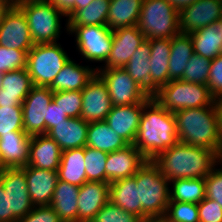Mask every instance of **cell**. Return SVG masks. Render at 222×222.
<instances>
[{
  "label": "cell",
  "mask_w": 222,
  "mask_h": 222,
  "mask_svg": "<svg viewBox=\"0 0 222 222\" xmlns=\"http://www.w3.org/2000/svg\"><path fill=\"white\" fill-rule=\"evenodd\" d=\"M151 161L169 181L205 178L220 163V154L212 149L178 141Z\"/></svg>",
  "instance_id": "obj_1"
},
{
  "label": "cell",
  "mask_w": 222,
  "mask_h": 222,
  "mask_svg": "<svg viewBox=\"0 0 222 222\" xmlns=\"http://www.w3.org/2000/svg\"><path fill=\"white\" fill-rule=\"evenodd\" d=\"M178 141L174 114L150 97L144 102L133 145L147 160H153Z\"/></svg>",
  "instance_id": "obj_2"
},
{
  "label": "cell",
  "mask_w": 222,
  "mask_h": 222,
  "mask_svg": "<svg viewBox=\"0 0 222 222\" xmlns=\"http://www.w3.org/2000/svg\"><path fill=\"white\" fill-rule=\"evenodd\" d=\"M174 114L179 142L222 153L216 102L210 106L178 110Z\"/></svg>",
  "instance_id": "obj_3"
},
{
  "label": "cell",
  "mask_w": 222,
  "mask_h": 222,
  "mask_svg": "<svg viewBox=\"0 0 222 222\" xmlns=\"http://www.w3.org/2000/svg\"><path fill=\"white\" fill-rule=\"evenodd\" d=\"M134 177L142 206V221L162 220L170 202V181L151 160H147Z\"/></svg>",
  "instance_id": "obj_4"
},
{
  "label": "cell",
  "mask_w": 222,
  "mask_h": 222,
  "mask_svg": "<svg viewBox=\"0 0 222 222\" xmlns=\"http://www.w3.org/2000/svg\"><path fill=\"white\" fill-rule=\"evenodd\" d=\"M152 98L171 113L187 108L210 106L216 100L207 85L181 79L170 80L161 86Z\"/></svg>",
  "instance_id": "obj_5"
},
{
  "label": "cell",
  "mask_w": 222,
  "mask_h": 222,
  "mask_svg": "<svg viewBox=\"0 0 222 222\" xmlns=\"http://www.w3.org/2000/svg\"><path fill=\"white\" fill-rule=\"evenodd\" d=\"M179 10L168 0H144L137 23L145 39H172L180 33Z\"/></svg>",
  "instance_id": "obj_6"
},
{
  "label": "cell",
  "mask_w": 222,
  "mask_h": 222,
  "mask_svg": "<svg viewBox=\"0 0 222 222\" xmlns=\"http://www.w3.org/2000/svg\"><path fill=\"white\" fill-rule=\"evenodd\" d=\"M70 59L59 42L34 44L27 53V71L34 86L49 87Z\"/></svg>",
  "instance_id": "obj_7"
},
{
  "label": "cell",
  "mask_w": 222,
  "mask_h": 222,
  "mask_svg": "<svg viewBox=\"0 0 222 222\" xmlns=\"http://www.w3.org/2000/svg\"><path fill=\"white\" fill-rule=\"evenodd\" d=\"M28 21L34 44L57 43L61 31V18L66 17L48 2L18 5ZM63 16V17H62Z\"/></svg>",
  "instance_id": "obj_8"
},
{
  "label": "cell",
  "mask_w": 222,
  "mask_h": 222,
  "mask_svg": "<svg viewBox=\"0 0 222 222\" xmlns=\"http://www.w3.org/2000/svg\"><path fill=\"white\" fill-rule=\"evenodd\" d=\"M67 30L76 37V49L85 62H106L113 43V31L107 25L67 26Z\"/></svg>",
  "instance_id": "obj_9"
},
{
  "label": "cell",
  "mask_w": 222,
  "mask_h": 222,
  "mask_svg": "<svg viewBox=\"0 0 222 222\" xmlns=\"http://www.w3.org/2000/svg\"><path fill=\"white\" fill-rule=\"evenodd\" d=\"M97 74L108 87L113 106L144 103L151 96L123 68H98Z\"/></svg>",
  "instance_id": "obj_10"
},
{
  "label": "cell",
  "mask_w": 222,
  "mask_h": 222,
  "mask_svg": "<svg viewBox=\"0 0 222 222\" xmlns=\"http://www.w3.org/2000/svg\"><path fill=\"white\" fill-rule=\"evenodd\" d=\"M0 183L8 193L9 222H17L34 208L28 193L25 171L22 168H6L0 173Z\"/></svg>",
  "instance_id": "obj_11"
},
{
  "label": "cell",
  "mask_w": 222,
  "mask_h": 222,
  "mask_svg": "<svg viewBox=\"0 0 222 222\" xmlns=\"http://www.w3.org/2000/svg\"><path fill=\"white\" fill-rule=\"evenodd\" d=\"M53 100L49 87L34 86L22 103L23 131L28 136L46 134V113Z\"/></svg>",
  "instance_id": "obj_12"
},
{
  "label": "cell",
  "mask_w": 222,
  "mask_h": 222,
  "mask_svg": "<svg viewBox=\"0 0 222 222\" xmlns=\"http://www.w3.org/2000/svg\"><path fill=\"white\" fill-rule=\"evenodd\" d=\"M82 93V109L80 118L88 123L104 121L113 105L108 87L96 73L88 82Z\"/></svg>",
  "instance_id": "obj_13"
},
{
  "label": "cell",
  "mask_w": 222,
  "mask_h": 222,
  "mask_svg": "<svg viewBox=\"0 0 222 222\" xmlns=\"http://www.w3.org/2000/svg\"><path fill=\"white\" fill-rule=\"evenodd\" d=\"M179 30L191 34L222 20V0H198L179 11Z\"/></svg>",
  "instance_id": "obj_14"
},
{
  "label": "cell",
  "mask_w": 222,
  "mask_h": 222,
  "mask_svg": "<svg viewBox=\"0 0 222 222\" xmlns=\"http://www.w3.org/2000/svg\"><path fill=\"white\" fill-rule=\"evenodd\" d=\"M0 46L27 53L34 46L28 21L18 6L13 7L0 23Z\"/></svg>",
  "instance_id": "obj_15"
},
{
  "label": "cell",
  "mask_w": 222,
  "mask_h": 222,
  "mask_svg": "<svg viewBox=\"0 0 222 222\" xmlns=\"http://www.w3.org/2000/svg\"><path fill=\"white\" fill-rule=\"evenodd\" d=\"M145 36L137 25L119 28L113 31L111 52L106 62L98 68H121L130 60L135 50L144 42Z\"/></svg>",
  "instance_id": "obj_16"
},
{
  "label": "cell",
  "mask_w": 222,
  "mask_h": 222,
  "mask_svg": "<svg viewBox=\"0 0 222 222\" xmlns=\"http://www.w3.org/2000/svg\"><path fill=\"white\" fill-rule=\"evenodd\" d=\"M146 161L147 159L133 144L108 153L106 161V183L134 176Z\"/></svg>",
  "instance_id": "obj_17"
},
{
  "label": "cell",
  "mask_w": 222,
  "mask_h": 222,
  "mask_svg": "<svg viewBox=\"0 0 222 222\" xmlns=\"http://www.w3.org/2000/svg\"><path fill=\"white\" fill-rule=\"evenodd\" d=\"M143 109L144 103L113 106L105 122L128 144H133Z\"/></svg>",
  "instance_id": "obj_18"
},
{
  "label": "cell",
  "mask_w": 222,
  "mask_h": 222,
  "mask_svg": "<svg viewBox=\"0 0 222 222\" xmlns=\"http://www.w3.org/2000/svg\"><path fill=\"white\" fill-rule=\"evenodd\" d=\"M28 193L34 206L50 205L58 180L57 171L23 166Z\"/></svg>",
  "instance_id": "obj_19"
},
{
  "label": "cell",
  "mask_w": 222,
  "mask_h": 222,
  "mask_svg": "<svg viewBox=\"0 0 222 222\" xmlns=\"http://www.w3.org/2000/svg\"><path fill=\"white\" fill-rule=\"evenodd\" d=\"M109 201V183L86 181L79 187L78 222H91Z\"/></svg>",
  "instance_id": "obj_20"
},
{
  "label": "cell",
  "mask_w": 222,
  "mask_h": 222,
  "mask_svg": "<svg viewBox=\"0 0 222 222\" xmlns=\"http://www.w3.org/2000/svg\"><path fill=\"white\" fill-rule=\"evenodd\" d=\"M34 87L32 79L25 69L3 73L0 88V107H22V103Z\"/></svg>",
  "instance_id": "obj_21"
},
{
  "label": "cell",
  "mask_w": 222,
  "mask_h": 222,
  "mask_svg": "<svg viewBox=\"0 0 222 222\" xmlns=\"http://www.w3.org/2000/svg\"><path fill=\"white\" fill-rule=\"evenodd\" d=\"M62 150L47 134L30 137L29 160L27 165L40 169L57 171Z\"/></svg>",
  "instance_id": "obj_22"
},
{
  "label": "cell",
  "mask_w": 222,
  "mask_h": 222,
  "mask_svg": "<svg viewBox=\"0 0 222 222\" xmlns=\"http://www.w3.org/2000/svg\"><path fill=\"white\" fill-rule=\"evenodd\" d=\"M96 73V65L95 67L90 65L85 66L71 58L56 75L49 88L53 92L82 91Z\"/></svg>",
  "instance_id": "obj_23"
},
{
  "label": "cell",
  "mask_w": 222,
  "mask_h": 222,
  "mask_svg": "<svg viewBox=\"0 0 222 222\" xmlns=\"http://www.w3.org/2000/svg\"><path fill=\"white\" fill-rule=\"evenodd\" d=\"M89 123L80 117L68 118L56 124L46 134L51 137L62 151L86 146Z\"/></svg>",
  "instance_id": "obj_24"
},
{
  "label": "cell",
  "mask_w": 222,
  "mask_h": 222,
  "mask_svg": "<svg viewBox=\"0 0 222 222\" xmlns=\"http://www.w3.org/2000/svg\"><path fill=\"white\" fill-rule=\"evenodd\" d=\"M150 80L151 97L163 85L168 83V66L171 53V39L154 38L150 39Z\"/></svg>",
  "instance_id": "obj_25"
},
{
  "label": "cell",
  "mask_w": 222,
  "mask_h": 222,
  "mask_svg": "<svg viewBox=\"0 0 222 222\" xmlns=\"http://www.w3.org/2000/svg\"><path fill=\"white\" fill-rule=\"evenodd\" d=\"M30 136L24 131L0 136V155L6 168H22L29 160Z\"/></svg>",
  "instance_id": "obj_26"
},
{
  "label": "cell",
  "mask_w": 222,
  "mask_h": 222,
  "mask_svg": "<svg viewBox=\"0 0 222 222\" xmlns=\"http://www.w3.org/2000/svg\"><path fill=\"white\" fill-rule=\"evenodd\" d=\"M109 201L142 220V206L134 176L109 183Z\"/></svg>",
  "instance_id": "obj_27"
},
{
  "label": "cell",
  "mask_w": 222,
  "mask_h": 222,
  "mask_svg": "<svg viewBox=\"0 0 222 222\" xmlns=\"http://www.w3.org/2000/svg\"><path fill=\"white\" fill-rule=\"evenodd\" d=\"M79 187L57 180L50 206L63 222H78Z\"/></svg>",
  "instance_id": "obj_28"
},
{
  "label": "cell",
  "mask_w": 222,
  "mask_h": 222,
  "mask_svg": "<svg viewBox=\"0 0 222 222\" xmlns=\"http://www.w3.org/2000/svg\"><path fill=\"white\" fill-rule=\"evenodd\" d=\"M58 180L75 186H82L86 181L85 147L62 151L57 170Z\"/></svg>",
  "instance_id": "obj_29"
},
{
  "label": "cell",
  "mask_w": 222,
  "mask_h": 222,
  "mask_svg": "<svg viewBox=\"0 0 222 222\" xmlns=\"http://www.w3.org/2000/svg\"><path fill=\"white\" fill-rule=\"evenodd\" d=\"M194 53L213 60L222 53V20L189 34Z\"/></svg>",
  "instance_id": "obj_30"
},
{
  "label": "cell",
  "mask_w": 222,
  "mask_h": 222,
  "mask_svg": "<svg viewBox=\"0 0 222 222\" xmlns=\"http://www.w3.org/2000/svg\"><path fill=\"white\" fill-rule=\"evenodd\" d=\"M144 0H110L107 27L114 31L119 28L135 26Z\"/></svg>",
  "instance_id": "obj_31"
},
{
  "label": "cell",
  "mask_w": 222,
  "mask_h": 222,
  "mask_svg": "<svg viewBox=\"0 0 222 222\" xmlns=\"http://www.w3.org/2000/svg\"><path fill=\"white\" fill-rule=\"evenodd\" d=\"M127 145L129 144L114 132L105 120L89 123L86 146L110 153Z\"/></svg>",
  "instance_id": "obj_32"
},
{
  "label": "cell",
  "mask_w": 222,
  "mask_h": 222,
  "mask_svg": "<svg viewBox=\"0 0 222 222\" xmlns=\"http://www.w3.org/2000/svg\"><path fill=\"white\" fill-rule=\"evenodd\" d=\"M150 40L145 39L144 42L135 50L130 57L129 62L123 67L133 80L151 96V80H150Z\"/></svg>",
  "instance_id": "obj_33"
},
{
  "label": "cell",
  "mask_w": 222,
  "mask_h": 222,
  "mask_svg": "<svg viewBox=\"0 0 222 222\" xmlns=\"http://www.w3.org/2000/svg\"><path fill=\"white\" fill-rule=\"evenodd\" d=\"M193 54V42L189 34L180 32L171 39L168 82L182 77L186 65Z\"/></svg>",
  "instance_id": "obj_34"
},
{
  "label": "cell",
  "mask_w": 222,
  "mask_h": 222,
  "mask_svg": "<svg viewBox=\"0 0 222 222\" xmlns=\"http://www.w3.org/2000/svg\"><path fill=\"white\" fill-rule=\"evenodd\" d=\"M110 0H93L87 7L76 9L65 23L67 26L107 25Z\"/></svg>",
  "instance_id": "obj_35"
},
{
  "label": "cell",
  "mask_w": 222,
  "mask_h": 222,
  "mask_svg": "<svg viewBox=\"0 0 222 222\" xmlns=\"http://www.w3.org/2000/svg\"><path fill=\"white\" fill-rule=\"evenodd\" d=\"M205 179H177L170 181V202L198 204L205 198Z\"/></svg>",
  "instance_id": "obj_36"
},
{
  "label": "cell",
  "mask_w": 222,
  "mask_h": 222,
  "mask_svg": "<svg viewBox=\"0 0 222 222\" xmlns=\"http://www.w3.org/2000/svg\"><path fill=\"white\" fill-rule=\"evenodd\" d=\"M108 153L85 146V171L87 181L106 183Z\"/></svg>",
  "instance_id": "obj_37"
},
{
  "label": "cell",
  "mask_w": 222,
  "mask_h": 222,
  "mask_svg": "<svg viewBox=\"0 0 222 222\" xmlns=\"http://www.w3.org/2000/svg\"><path fill=\"white\" fill-rule=\"evenodd\" d=\"M211 61L204 56L193 54L180 78L183 81L207 85Z\"/></svg>",
  "instance_id": "obj_38"
},
{
  "label": "cell",
  "mask_w": 222,
  "mask_h": 222,
  "mask_svg": "<svg viewBox=\"0 0 222 222\" xmlns=\"http://www.w3.org/2000/svg\"><path fill=\"white\" fill-rule=\"evenodd\" d=\"M163 222H199L198 204L169 202Z\"/></svg>",
  "instance_id": "obj_39"
},
{
  "label": "cell",
  "mask_w": 222,
  "mask_h": 222,
  "mask_svg": "<svg viewBox=\"0 0 222 222\" xmlns=\"http://www.w3.org/2000/svg\"><path fill=\"white\" fill-rule=\"evenodd\" d=\"M53 101L68 118L80 117L82 109L81 90L53 92Z\"/></svg>",
  "instance_id": "obj_40"
},
{
  "label": "cell",
  "mask_w": 222,
  "mask_h": 222,
  "mask_svg": "<svg viewBox=\"0 0 222 222\" xmlns=\"http://www.w3.org/2000/svg\"><path fill=\"white\" fill-rule=\"evenodd\" d=\"M23 131L22 107H0V136Z\"/></svg>",
  "instance_id": "obj_41"
},
{
  "label": "cell",
  "mask_w": 222,
  "mask_h": 222,
  "mask_svg": "<svg viewBox=\"0 0 222 222\" xmlns=\"http://www.w3.org/2000/svg\"><path fill=\"white\" fill-rule=\"evenodd\" d=\"M27 68V52L0 46V73Z\"/></svg>",
  "instance_id": "obj_42"
},
{
  "label": "cell",
  "mask_w": 222,
  "mask_h": 222,
  "mask_svg": "<svg viewBox=\"0 0 222 222\" xmlns=\"http://www.w3.org/2000/svg\"><path fill=\"white\" fill-rule=\"evenodd\" d=\"M91 222H142V220L108 201Z\"/></svg>",
  "instance_id": "obj_43"
},
{
  "label": "cell",
  "mask_w": 222,
  "mask_h": 222,
  "mask_svg": "<svg viewBox=\"0 0 222 222\" xmlns=\"http://www.w3.org/2000/svg\"><path fill=\"white\" fill-rule=\"evenodd\" d=\"M204 179L205 196L222 207V163L220 162Z\"/></svg>",
  "instance_id": "obj_44"
},
{
  "label": "cell",
  "mask_w": 222,
  "mask_h": 222,
  "mask_svg": "<svg viewBox=\"0 0 222 222\" xmlns=\"http://www.w3.org/2000/svg\"><path fill=\"white\" fill-rule=\"evenodd\" d=\"M207 87L215 99L222 98V53L211 61Z\"/></svg>",
  "instance_id": "obj_45"
},
{
  "label": "cell",
  "mask_w": 222,
  "mask_h": 222,
  "mask_svg": "<svg viewBox=\"0 0 222 222\" xmlns=\"http://www.w3.org/2000/svg\"><path fill=\"white\" fill-rule=\"evenodd\" d=\"M199 222H222V207L205 197L198 203Z\"/></svg>",
  "instance_id": "obj_46"
},
{
  "label": "cell",
  "mask_w": 222,
  "mask_h": 222,
  "mask_svg": "<svg viewBox=\"0 0 222 222\" xmlns=\"http://www.w3.org/2000/svg\"><path fill=\"white\" fill-rule=\"evenodd\" d=\"M17 222H63L50 205L34 206L32 211Z\"/></svg>",
  "instance_id": "obj_47"
},
{
  "label": "cell",
  "mask_w": 222,
  "mask_h": 222,
  "mask_svg": "<svg viewBox=\"0 0 222 222\" xmlns=\"http://www.w3.org/2000/svg\"><path fill=\"white\" fill-rule=\"evenodd\" d=\"M68 119L63 110L52 100L48 105L46 113V133L56 124L65 122Z\"/></svg>",
  "instance_id": "obj_48"
},
{
  "label": "cell",
  "mask_w": 222,
  "mask_h": 222,
  "mask_svg": "<svg viewBox=\"0 0 222 222\" xmlns=\"http://www.w3.org/2000/svg\"><path fill=\"white\" fill-rule=\"evenodd\" d=\"M47 2L61 11L66 19L75 11V0H48Z\"/></svg>",
  "instance_id": "obj_49"
},
{
  "label": "cell",
  "mask_w": 222,
  "mask_h": 222,
  "mask_svg": "<svg viewBox=\"0 0 222 222\" xmlns=\"http://www.w3.org/2000/svg\"><path fill=\"white\" fill-rule=\"evenodd\" d=\"M0 222H9L8 193L4 191L0 183Z\"/></svg>",
  "instance_id": "obj_50"
},
{
  "label": "cell",
  "mask_w": 222,
  "mask_h": 222,
  "mask_svg": "<svg viewBox=\"0 0 222 222\" xmlns=\"http://www.w3.org/2000/svg\"><path fill=\"white\" fill-rule=\"evenodd\" d=\"M168 1L175 9L180 11L182 8L189 6L190 4L198 0H168Z\"/></svg>",
  "instance_id": "obj_51"
},
{
  "label": "cell",
  "mask_w": 222,
  "mask_h": 222,
  "mask_svg": "<svg viewBox=\"0 0 222 222\" xmlns=\"http://www.w3.org/2000/svg\"><path fill=\"white\" fill-rule=\"evenodd\" d=\"M13 7L6 1L0 0V23L3 21V18Z\"/></svg>",
  "instance_id": "obj_52"
},
{
  "label": "cell",
  "mask_w": 222,
  "mask_h": 222,
  "mask_svg": "<svg viewBox=\"0 0 222 222\" xmlns=\"http://www.w3.org/2000/svg\"><path fill=\"white\" fill-rule=\"evenodd\" d=\"M215 102H216L217 113H218L219 132L222 139V98L216 99Z\"/></svg>",
  "instance_id": "obj_53"
},
{
  "label": "cell",
  "mask_w": 222,
  "mask_h": 222,
  "mask_svg": "<svg viewBox=\"0 0 222 222\" xmlns=\"http://www.w3.org/2000/svg\"><path fill=\"white\" fill-rule=\"evenodd\" d=\"M93 0H75V10L87 7Z\"/></svg>",
  "instance_id": "obj_54"
},
{
  "label": "cell",
  "mask_w": 222,
  "mask_h": 222,
  "mask_svg": "<svg viewBox=\"0 0 222 222\" xmlns=\"http://www.w3.org/2000/svg\"><path fill=\"white\" fill-rule=\"evenodd\" d=\"M48 0H18V5L27 3L47 2Z\"/></svg>",
  "instance_id": "obj_55"
},
{
  "label": "cell",
  "mask_w": 222,
  "mask_h": 222,
  "mask_svg": "<svg viewBox=\"0 0 222 222\" xmlns=\"http://www.w3.org/2000/svg\"><path fill=\"white\" fill-rule=\"evenodd\" d=\"M8 2L12 7H17L18 6V0H4Z\"/></svg>",
  "instance_id": "obj_56"
},
{
  "label": "cell",
  "mask_w": 222,
  "mask_h": 222,
  "mask_svg": "<svg viewBox=\"0 0 222 222\" xmlns=\"http://www.w3.org/2000/svg\"><path fill=\"white\" fill-rule=\"evenodd\" d=\"M5 169H6V167L4 166V164L2 162L1 155H0V173H2Z\"/></svg>",
  "instance_id": "obj_57"
},
{
  "label": "cell",
  "mask_w": 222,
  "mask_h": 222,
  "mask_svg": "<svg viewBox=\"0 0 222 222\" xmlns=\"http://www.w3.org/2000/svg\"><path fill=\"white\" fill-rule=\"evenodd\" d=\"M2 76H3V74L0 73V88H1V84H2Z\"/></svg>",
  "instance_id": "obj_58"
},
{
  "label": "cell",
  "mask_w": 222,
  "mask_h": 222,
  "mask_svg": "<svg viewBox=\"0 0 222 222\" xmlns=\"http://www.w3.org/2000/svg\"><path fill=\"white\" fill-rule=\"evenodd\" d=\"M142 222H155V220H144Z\"/></svg>",
  "instance_id": "obj_59"
},
{
  "label": "cell",
  "mask_w": 222,
  "mask_h": 222,
  "mask_svg": "<svg viewBox=\"0 0 222 222\" xmlns=\"http://www.w3.org/2000/svg\"><path fill=\"white\" fill-rule=\"evenodd\" d=\"M220 162L222 163V153H221V155H220Z\"/></svg>",
  "instance_id": "obj_60"
}]
</instances>
